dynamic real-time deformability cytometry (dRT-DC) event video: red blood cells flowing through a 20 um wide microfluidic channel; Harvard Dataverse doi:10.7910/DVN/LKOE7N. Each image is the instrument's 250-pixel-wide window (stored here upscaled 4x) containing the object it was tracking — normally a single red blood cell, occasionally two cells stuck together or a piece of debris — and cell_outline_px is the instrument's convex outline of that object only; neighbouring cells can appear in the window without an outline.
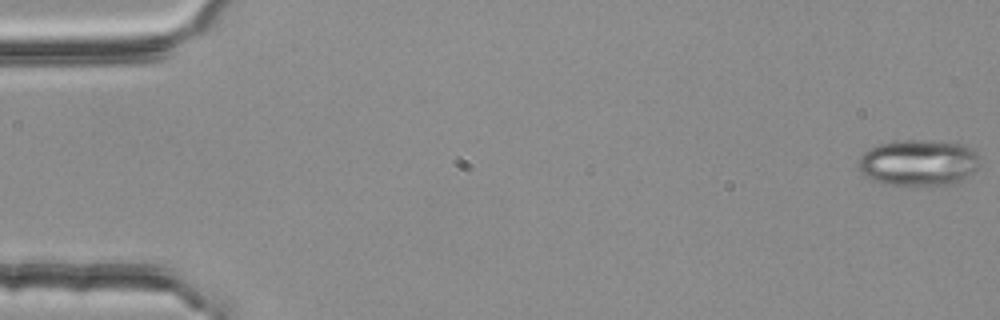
{"species": "common noctule bat (a hibernating species)", "species_latin": "Nyctalus noctula", "temperature_condition": "room temperature", "stored_images_in_passage": 55, "camera_frame_rate_fps": 3000, "um_per_image_px": 0.085, "animal": {"sex": "female", "body_mass_g": 25.1}, "frame": {"image": 1, "passage_image": 1, "time_ms": 0.0, "image_size_px": [1000, 320], "cell_outline_px": [[980, 164], [972, 172], [956, 184], [880, 184], [864, 176], [860, 172], [860, 156], [872, 144], [896, 140], [924, 140], [964, 144], [972, 148], [976, 152], [980, 160]], "centroid_in_image_um": [78.05, 13.8], "position_along_channel_um": 7.0, "area_um2": 32.89}}
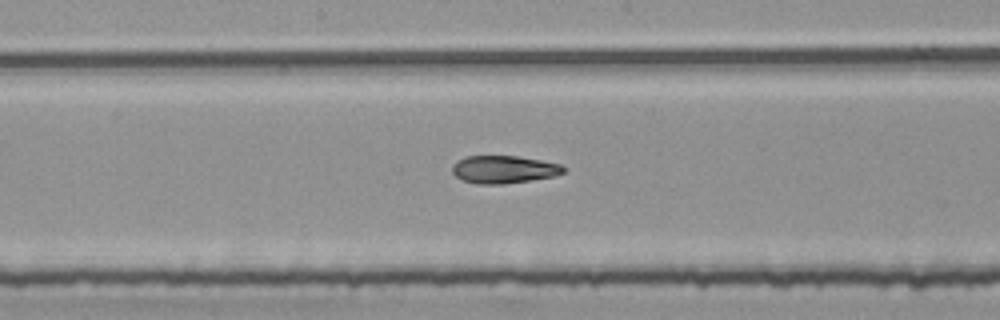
{"frame": {"image": 2, "passage_image": 29, "time_ms": 9.333, "image_size_px": [1000, 320], "cell_outline_px": [[564, 172], [556, 176], [504, 184], [476, 184], [464, 180], [456, 176], [452, 172], [452, 164], [464, 156], [516, 156], [540, 160], [560, 164], [564, 168]], "centroid_in_image_um": [42.8, 14.4], "position_along_channel_um": 205.4, "area_um2": 17.92}}
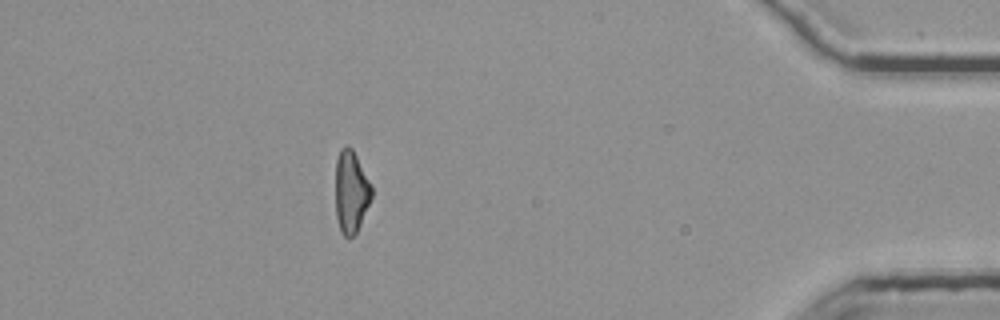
{"frame": {"image": 3, "passage_image": 49, "time_ms": 16.0, "image_size_px": [1000, 320], "cell_outline_px": [[372, 196], [360, 224], [356, 232], [352, 236], [344, 236], [340, 232], [336, 216], [336, 160], [340, 148], [348, 144], [352, 148], [372, 188]], "centroid_in_image_um": [29.81, 16.29], "position_along_channel_um": 405.4, "area_um2": 17.05}, "authors_computed_cell_mechanics": {"area_um2": 18.496, "velocity_mm_per_s": 3.7992, "shape_relaxation_time_tau1_ms": null, "shape_relaxation_time_tau2_ms": 3.9912, "deformation_change_tau1": null, "deformation_change_tau2": 0.1143}}